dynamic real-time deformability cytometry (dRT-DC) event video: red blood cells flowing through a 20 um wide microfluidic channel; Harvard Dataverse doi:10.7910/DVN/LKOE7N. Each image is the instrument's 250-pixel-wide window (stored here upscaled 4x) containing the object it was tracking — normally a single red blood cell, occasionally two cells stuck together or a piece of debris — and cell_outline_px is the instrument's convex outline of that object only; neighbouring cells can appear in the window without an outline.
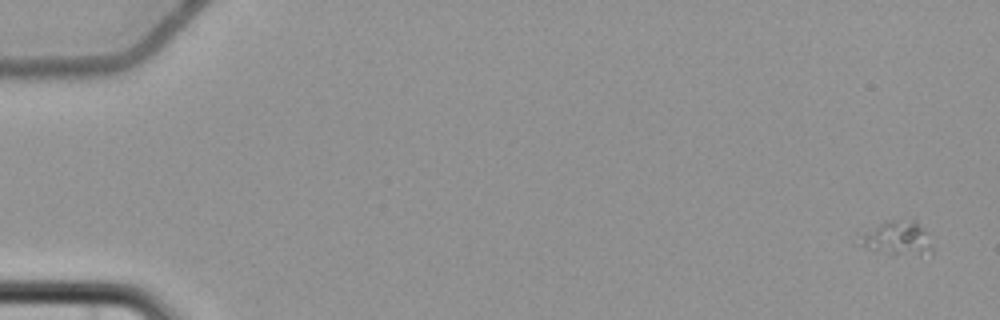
{"species": "common noctule bat (a hibernating species)", "species_latin": "Nyctalus noctula", "temperature_condition": "cold", "stored_images_in_passage": 5, "camera_frame_rate_fps": 3000, "um_per_image_px": 0.085, "animal": {"sex": "female", "body_mass_g": 22.7, "forearm_length_mm": 54.2}, "frame": {"image": 1, "passage_image": 1, "time_ms": 0.0, "image_size_px": [1000, 320], "cell_outline_px": [[932, 256], [892, 252], [868, 248], [860, 244], [856, 232], [888, 220], [912, 216], [916, 220], [924, 232], [932, 248]], "centroid_in_image_um": [76.22, 20.16], "position_along_channel_um": 8.8, "area_um2": 14.57}}